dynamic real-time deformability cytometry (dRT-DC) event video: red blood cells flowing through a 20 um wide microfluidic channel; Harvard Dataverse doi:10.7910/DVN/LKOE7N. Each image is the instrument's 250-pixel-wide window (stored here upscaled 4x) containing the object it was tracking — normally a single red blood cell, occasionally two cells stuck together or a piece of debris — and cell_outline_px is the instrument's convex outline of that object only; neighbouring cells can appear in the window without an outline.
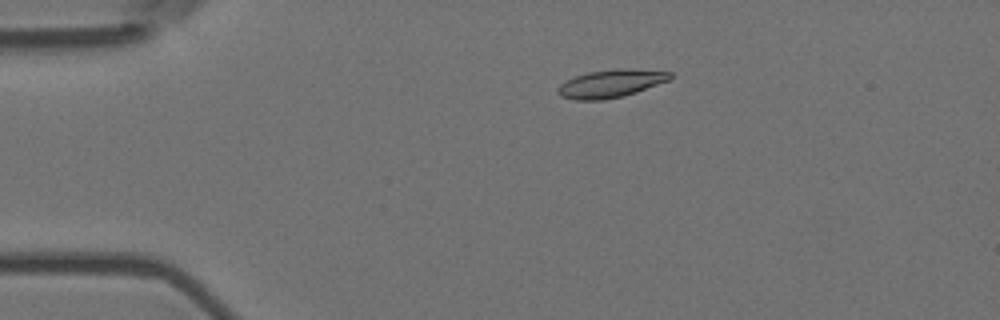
{"species": "Egyptian fruit bat (a non-hibernating species)", "species_latin": "Rousettus aegyptiacus", "temperature_condition": "room temperature", "stored_images_in_passage": 9, "camera_frame_rate_fps": 3000, "um_per_image_px": 0.085, "animal": {"sex": "female"}, "frame": {"image": 1, "passage_image": 4, "time_ms": 1.0, "image_size_px": [1000, 320], "cell_outline_px": [[672, 76], [668, 80], [636, 92], [624, 96], [604, 100], [576, 100], [560, 96], [556, 92], [556, 88], [560, 84], [576, 76], [588, 72], [616, 68], [620, 68], [672, 72]], "centroid_in_image_um": [51.87, 7.11], "position_along_channel_um": 33.1, "area_um2": 18.15}}
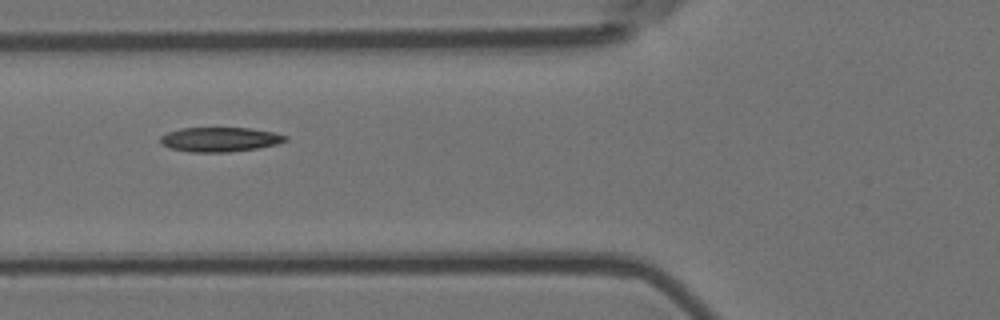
{"frame": {"image": 2, "passage_image": 7, "time_ms": 2.0, "image_size_px": [1000, 320], "cell_outline_px": [[288, 140], [276, 144], [256, 148], [228, 152], [188, 152], [168, 148], [160, 144], [160, 136], [168, 132], [180, 128], [252, 128], [272, 132], [288, 136]], "centroid_in_image_um": [18.64, 11.85], "position_along_channel_um": 107.2, "area_um2": 17.92}}
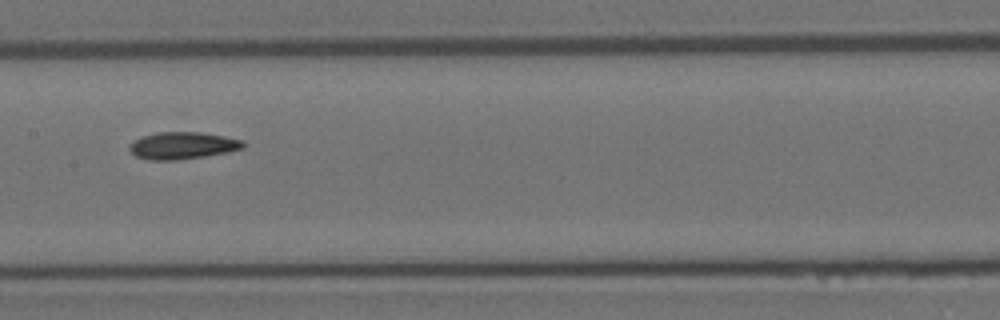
{"frame": {"image": 3, "passage_image": 9, "time_ms": 2.667, "image_size_px": [1000, 320], "cell_outline_px": [[244, 148], [228, 152], [204, 156], [176, 160], [148, 160], [136, 156], [128, 148], [140, 136], [156, 132], [200, 132], [224, 136], [244, 140]], "centroid_in_image_um": [15.53, 12.37], "position_along_channel_um": 191.9, "area_um2": 17.92}}